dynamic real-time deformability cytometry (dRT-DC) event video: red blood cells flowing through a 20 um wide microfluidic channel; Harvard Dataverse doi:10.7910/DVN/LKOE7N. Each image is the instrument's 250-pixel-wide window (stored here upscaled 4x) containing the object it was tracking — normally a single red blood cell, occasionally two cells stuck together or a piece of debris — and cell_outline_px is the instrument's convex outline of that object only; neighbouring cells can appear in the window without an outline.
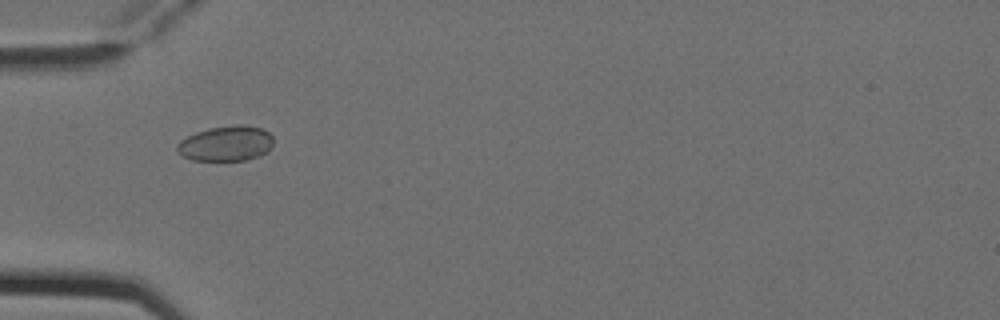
{"species": "Egyptian fruit bat (a non-hibernating species)", "species_latin": "Rousettus aegyptiacus", "temperature_condition": "cold", "stored_images_in_passage": 2, "camera_frame_rate_fps": 3000, "um_per_image_px": 0.085, "animal": {"sex": "female"}, "frame": {"image": 1, "passage_image": 1, "time_ms": 0.0, "image_size_px": [1000, 320], "cell_outline_px": [[272, 148], [268, 152], [260, 156], [244, 160], [192, 160], [184, 156], [176, 148], [176, 144], [180, 140], [196, 132], [208, 128], [236, 124], [240, 124], [260, 128], [268, 132], [272, 136]], "centroid_in_image_um": [19.23, 12.19], "position_along_channel_um": 65.8, "area_um2": 19.77}}
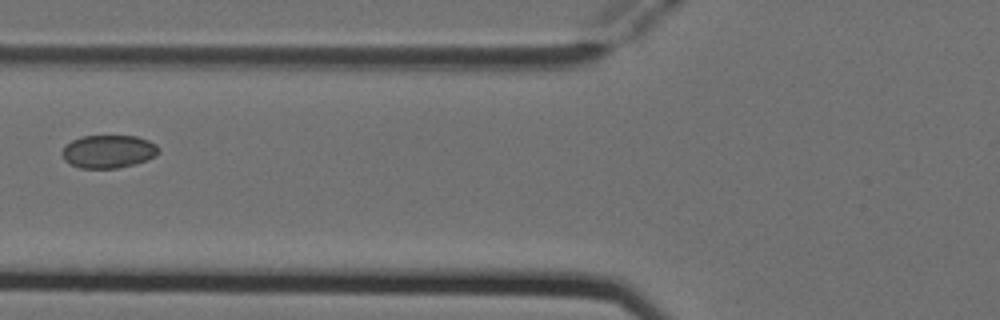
{"frame": {"image": 2, "passage_image": 2, "time_ms": 0.333, "image_size_px": [1000, 320], "cell_outline_px": [[160, 152], [156, 156], [136, 164], [116, 168], [80, 168], [68, 164], [64, 160], [60, 152], [64, 144], [80, 136], [136, 136], [148, 140], [156, 144]], "centroid_in_image_um": [9.17, 12.88], "position_along_channel_um": 116.6, "area_um2": 18.9}}